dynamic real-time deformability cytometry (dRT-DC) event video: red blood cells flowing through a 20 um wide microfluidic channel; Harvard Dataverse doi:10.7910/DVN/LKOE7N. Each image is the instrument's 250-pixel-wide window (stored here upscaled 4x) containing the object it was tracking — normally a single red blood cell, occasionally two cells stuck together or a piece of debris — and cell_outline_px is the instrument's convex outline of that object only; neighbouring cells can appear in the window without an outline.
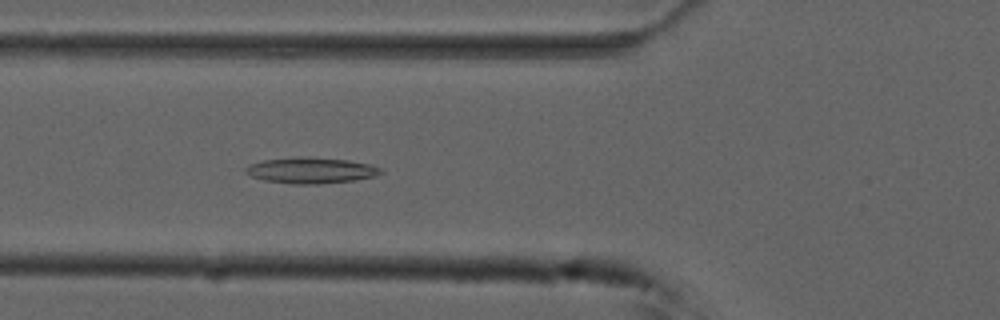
{"species": "common noctule bat (a hibernating species)", "species_latin": "Nyctalus noctula", "temperature_condition": "cold", "stored_images_in_passage": 54, "camera_frame_rate_fps": 3000, "um_per_image_px": 0.085, "animal": {"sex": "male", "forearm_length_mm": 52.5}, "frame": {"image": 1, "passage_image": 19, "time_ms": 6.0, "image_size_px": [1000, 320], "cell_outline_px": [[384, 172], [376, 176], [356, 180], [320, 184], [292, 184], [264, 180], [252, 176], [244, 172], [244, 168], [248, 164], [264, 160], [296, 156], [308, 156], [348, 160], [368, 164], [380, 168]], "centroid_in_image_um": [26.41, 14.48], "position_along_channel_um": 99.4, "area_um2": 20.69}}
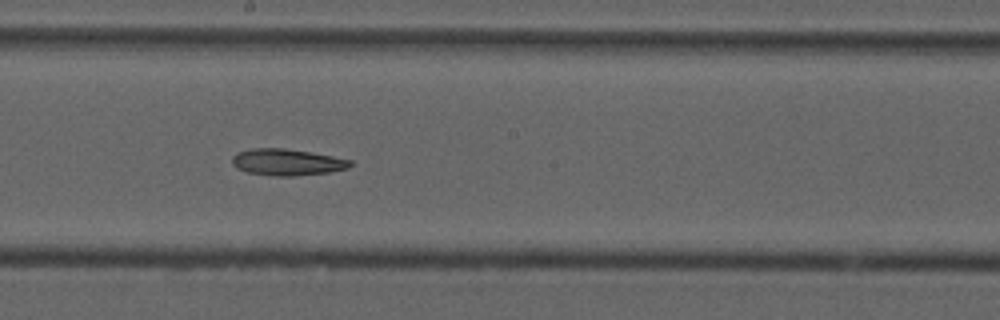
{"frame": {"image": 2, "passage_image": 29, "time_ms": 9.333, "image_size_px": [1000, 320], "cell_outline_px": [[352, 164], [348, 168], [328, 172], [292, 176], [276, 176], [248, 172], [236, 168], [232, 164], [232, 156], [236, 152], [252, 148], [284, 148], [332, 156], [352, 160]], "centroid_in_image_um": [24.36, 13.78], "position_along_channel_um": 223.8, "area_um2": 18.15}}
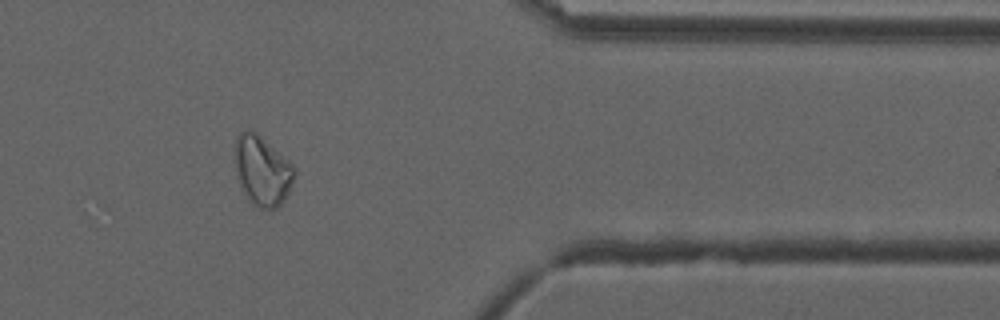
{"frame": {"image": 3, "passage_image": 44, "time_ms": 14.333, "image_size_px": [1000, 320], "cell_outline_px": [[296, 172], [292, 184], [284, 200], [276, 208], [256, 208], [248, 200], [240, 188], [236, 176], [236, 136], [240, 132], [256, 132], [288, 160], [296, 168]], "centroid_in_image_um": [22.29, 14.55], "position_along_channel_um": 389.1, "area_um2": 23.99}}